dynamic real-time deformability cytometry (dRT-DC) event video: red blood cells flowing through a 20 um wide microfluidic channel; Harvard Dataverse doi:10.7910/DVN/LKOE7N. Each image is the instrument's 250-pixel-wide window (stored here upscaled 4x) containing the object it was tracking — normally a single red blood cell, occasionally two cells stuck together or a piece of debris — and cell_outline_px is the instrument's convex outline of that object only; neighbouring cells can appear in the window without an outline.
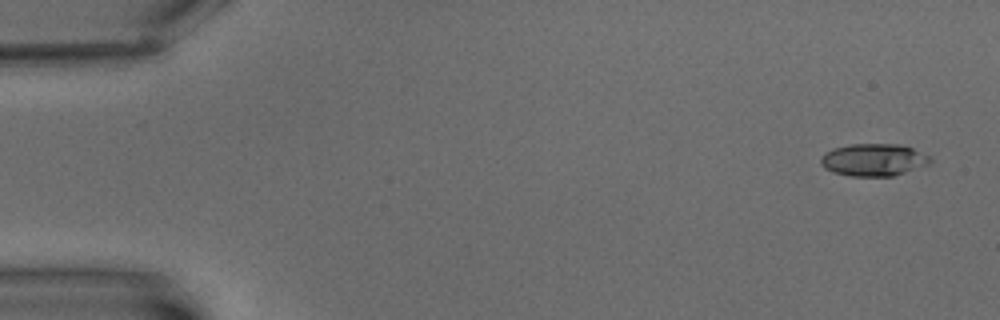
{"species": "common noctule bat (a hibernating species)", "species_latin": "Nyctalus noctula", "temperature_condition": "warm", "stored_images_in_passage": 11, "camera_frame_rate_fps": 3000, "um_per_image_px": 0.085, "animal": {"sex": "male", "body_mass_g": 15.6}, "frame": {"image": 1, "passage_image": 1, "time_ms": 0.0, "image_size_px": [1000, 320], "cell_outline_px": [[932, 160], [928, 164], [892, 176], [852, 176], [836, 172], [824, 168], [820, 164], [820, 156], [824, 152], [832, 148], [848, 144], [900, 144], [912, 148], [928, 156]], "centroid_in_image_um": [74.19, 13.57], "position_along_channel_um": 10.8, "area_um2": 20.52}}